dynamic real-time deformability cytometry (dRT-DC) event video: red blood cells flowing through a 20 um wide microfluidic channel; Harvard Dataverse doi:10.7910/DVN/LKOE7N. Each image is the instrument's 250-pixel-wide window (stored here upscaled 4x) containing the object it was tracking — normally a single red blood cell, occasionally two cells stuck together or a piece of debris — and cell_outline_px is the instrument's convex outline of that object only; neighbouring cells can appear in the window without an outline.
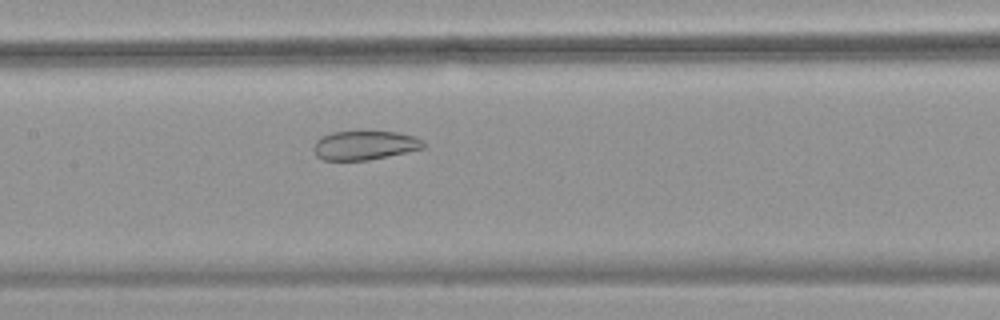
{"species": "common noctule bat (a hibernating species)", "species_latin": "Nyctalus noctula", "temperature_condition": "warm", "stored_images_in_passage": 56, "camera_frame_rate_fps": 3000, "um_per_image_px": 0.085, "animal": {"sex": "female", "body_mass_g": 18.4}, "frame": {"image": 1, "passage_image": 28, "time_ms": 9.0, "image_size_px": [1000, 320], "cell_outline_px": [[424, 148], [368, 160], [324, 160], [316, 156], [312, 148], [316, 140], [332, 132], [360, 128], [396, 132], [416, 136], [424, 144]], "centroid_in_image_um": [30.96, 12.29], "position_along_channel_um": 176.4, "area_um2": 19.25}}
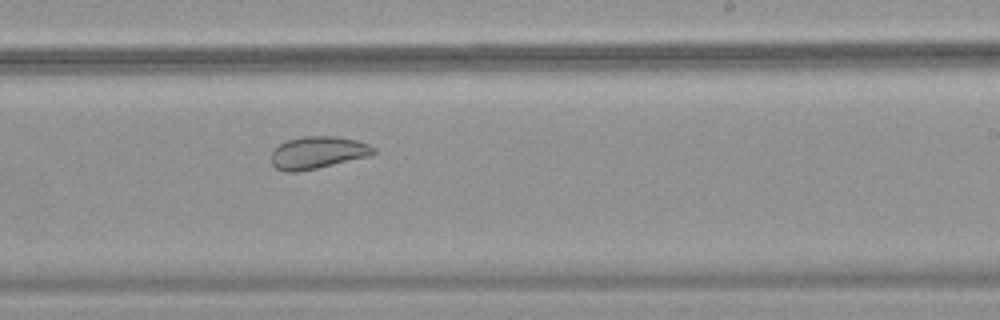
{"frame": {"image": 2, "passage_image": 35, "time_ms": 11.333, "image_size_px": [1000, 320], "cell_outline_px": [[376, 152], [368, 156], [316, 168], [296, 172], [284, 172], [276, 168], [272, 164], [272, 152], [280, 144], [288, 140], [304, 136], [336, 136], [356, 140], [368, 144], [376, 148]], "centroid_in_image_um": [27.01, 12.96], "position_along_channel_um": 262.0, "area_um2": 19.02}}
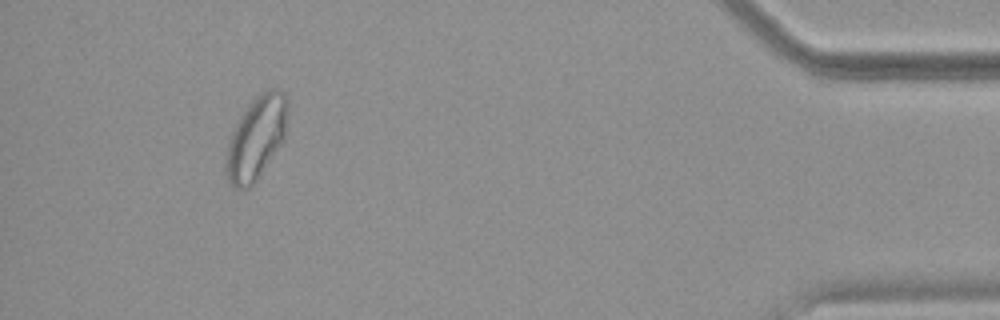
{"frame": {"image": 3, "passage_image": 52, "time_ms": 17.0, "image_size_px": [1000, 320], "cell_outline_px": [[288, 116], [284, 140], [256, 180], [248, 188], [236, 188], [228, 184], [224, 168], [224, 164], [228, 140], [240, 116], [248, 104], [260, 92], [272, 88], [280, 88], [284, 92], [288, 100]], "centroid_in_image_um": [21.78, 11.7], "position_along_channel_um": 413.4, "area_um2": 30.23}, "authors_computed_cell_mechanics": {"area_um2": 27.455, "velocity_mm_per_s": 3.6926, "shape_relaxation_time_tau1_ms": null, "shape_relaxation_time_tau2_ms": 2.0377, "deformation_change_tau1": null, "deformation_change_tau2": 0.0779}}